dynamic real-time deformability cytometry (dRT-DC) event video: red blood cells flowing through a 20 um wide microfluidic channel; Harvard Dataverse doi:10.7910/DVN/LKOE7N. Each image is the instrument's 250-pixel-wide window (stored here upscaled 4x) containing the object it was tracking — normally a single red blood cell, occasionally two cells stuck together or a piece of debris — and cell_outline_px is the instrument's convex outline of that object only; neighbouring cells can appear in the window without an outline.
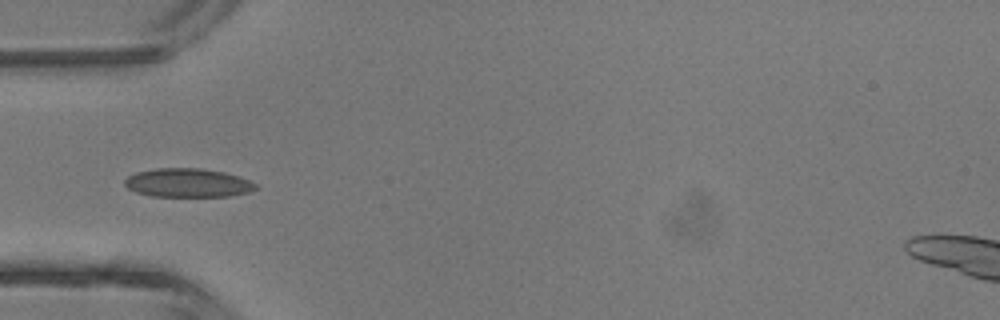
{"species": "common noctule bat (a hibernating species)", "species_latin": "Nyctalus noctula", "temperature_condition": "room temperature", "stored_images_in_passage": 3, "camera_frame_rate_fps": 3000, "um_per_image_px": 0.085, "animal": {"sex": "male", "body_mass_g": 13.3}, "frame": {"image": 1, "passage_image": 3, "time_ms": 3.0, "image_size_px": [1000, 320], "cell_outline_px": [[260, 188], [248, 192], [232, 196], [152, 196], [136, 192], [128, 188], [124, 184], [124, 180], [128, 176], [136, 172], [156, 168], [200, 168], [224, 172], [248, 180], [256, 184]], "centroid_in_image_um": [15.96, 15.54], "position_along_channel_um": 69.0, "area_um2": 21.91}}